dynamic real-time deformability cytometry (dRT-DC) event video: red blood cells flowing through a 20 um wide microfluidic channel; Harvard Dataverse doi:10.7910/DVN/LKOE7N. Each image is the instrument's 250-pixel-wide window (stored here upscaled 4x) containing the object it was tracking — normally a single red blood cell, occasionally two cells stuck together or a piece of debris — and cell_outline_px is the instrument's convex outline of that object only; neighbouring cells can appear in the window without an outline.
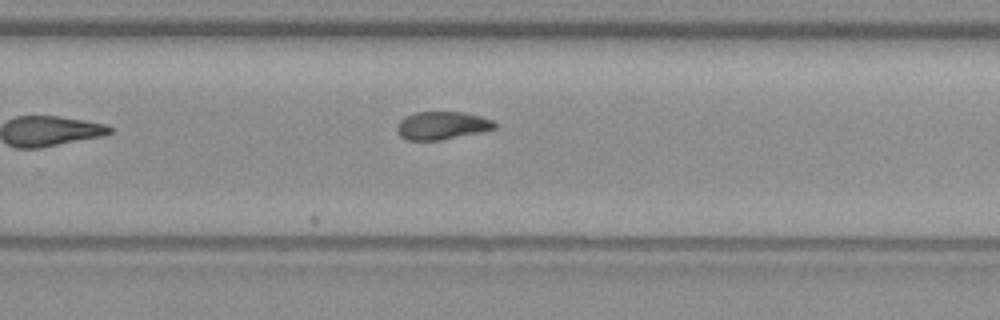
{"species": "common noctule bat (a hibernating species)", "species_latin": "Nyctalus noctula", "temperature_condition": "warm", "stored_images_in_passage": 24, "camera_frame_rate_fps": 3000, "um_per_image_px": 0.085, "animal": {"sex": "female", "body_mass_g": 19.3, "forearm_length_mm": 54.1}, "frame": {"image": 1, "passage_image": 24, "time_ms": 7.667, "image_size_px": [1000, 320], "cell_outline_px": [[496, 128], [480, 132], [440, 140], [404, 140], [400, 136], [396, 128], [396, 124], [400, 120], [416, 112], [464, 112], [480, 116], [492, 120], [496, 124]], "centroid_in_image_um": [37.54, 10.67], "position_along_channel_um": 292.3, "area_um2": 15.84}}